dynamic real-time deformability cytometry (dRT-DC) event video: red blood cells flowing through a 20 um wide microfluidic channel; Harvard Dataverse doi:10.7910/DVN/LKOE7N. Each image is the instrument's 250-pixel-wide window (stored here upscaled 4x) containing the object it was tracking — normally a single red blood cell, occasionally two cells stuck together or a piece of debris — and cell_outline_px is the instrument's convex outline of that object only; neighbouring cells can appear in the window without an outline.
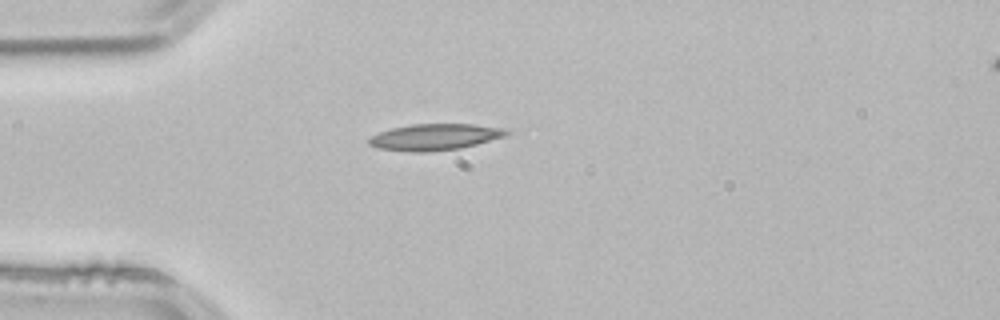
{"species": "common noctule bat (a hibernating species)", "species_latin": "Nyctalus noctula", "temperature_condition": "room temperature", "stored_images_in_passage": 40, "camera_frame_rate_fps": 3000, "um_per_image_px": 0.085, "animal": {"sex": "male", "body_mass_g": 21.5, "forearm_length_mm": 52.0}, "frame": {"image": 1, "passage_image": 1, "time_ms": 0.0, "image_size_px": [1000, 320], "cell_outline_px": [[512, 132], [508, 136], [460, 148], [424, 152], [412, 152], [376, 148], [368, 144], [368, 136], [392, 128], [412, 124], [472, 124], [504, 128]], "centroid_in_image_um": [36.96, 11.64], "position_along_channel_um": 48.0, "area_um2": 21.27}}
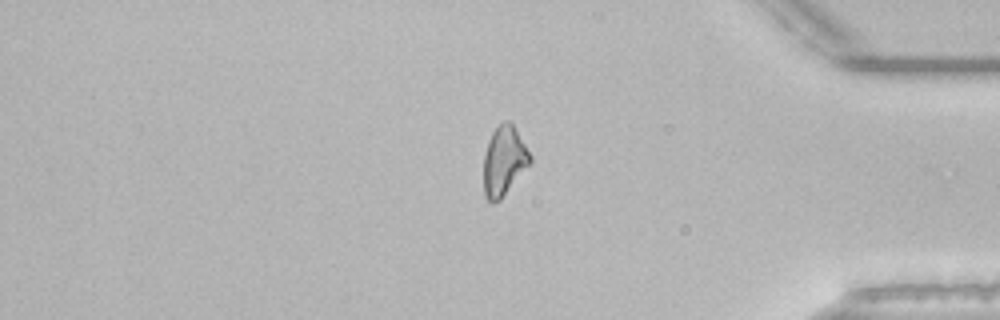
{"frame": {"image": 2, "passage_image": 31, "time_ms": 10.0, "image_size_px": [1000, 320], "cell_outline_px": [[532, 164], [500, 200], [492, 204], [484, 196], [484, 156], [488, 140], [492, 132], [504, 120], [508, 120], [512, 124], [532, 156]], "centroid_in_image_um": [42.86, 13.71], "position_along_channel_um": 392.3, "area_um2": 18.96}}
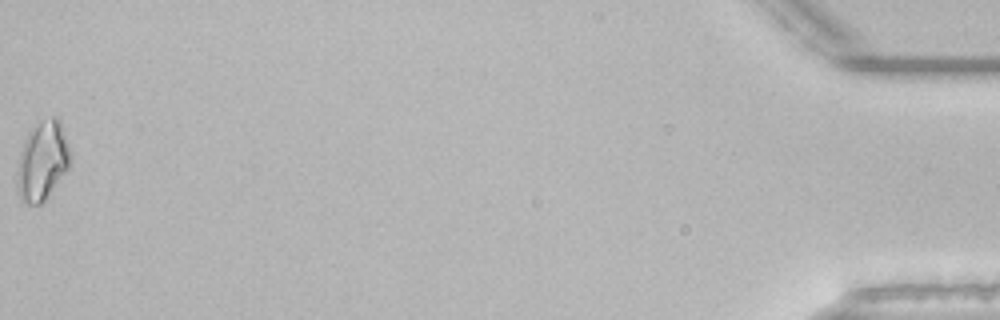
{"frame": {"image": 3, "passage_image": 40, "time_ms": 13.0, "image_size_px": [1000, 320], "cell_outline_px": [[72, 160], [68, 168], [44, 200], [40, 204], [24, 204], [20, 200], [16, 188], [16, 168], [20, 152], [24, 140], [32, 124], [36, 120], [52, 116], [56, 116], [60, 120], [72, 152]], "centroid_in_image_um": [3.59, 13.62], "position_along_channel_um": 431.6, "area_um2": 25.32}}